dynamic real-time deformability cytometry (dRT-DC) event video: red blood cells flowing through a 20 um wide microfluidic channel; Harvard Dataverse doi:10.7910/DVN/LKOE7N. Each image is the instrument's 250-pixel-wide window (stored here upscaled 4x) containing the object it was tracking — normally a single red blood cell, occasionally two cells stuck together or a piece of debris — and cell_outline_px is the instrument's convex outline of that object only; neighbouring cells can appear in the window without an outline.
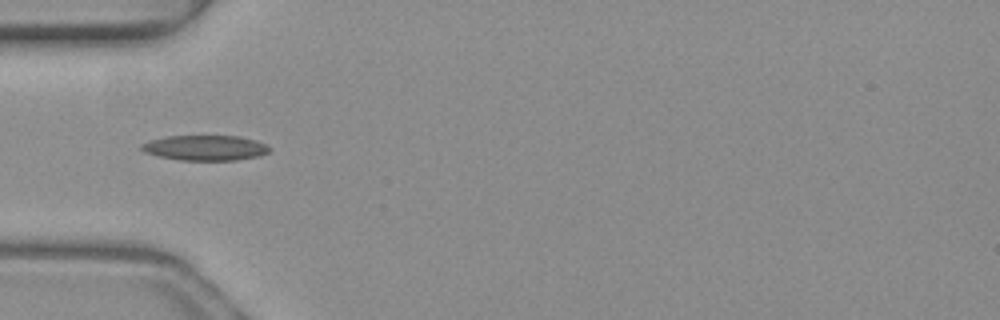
{"species": "common noctule bat (a hibernating species)", "species_latin": "Nyctalus noctula", "temperature_condition": "warm", "stored_images_in_passage": 34, "camera_frame_rate_fps": 3000, "um_per_image_px": 0.085, "animal": {"sex": "female", "body_mass_g": 19.3, "forearm_length_mm": 54.1}, "frame": {"image": 1, "passage_image": 1, "time_ms": 0.0, "image_size_px": [1000, 320], "cell_outline_px": [[272, 148], [268, 152], [260, 156], [236, 160], [180, 160], [160, 156], [144, 152], [140, 148], [140, 144], [152, 140], [168, 136], [240, 136], [256, 140]], "centroid_in_image_um": [17.47, 12.56], "position_along_channel_um": 67.5, "area_um2": 18.73}}
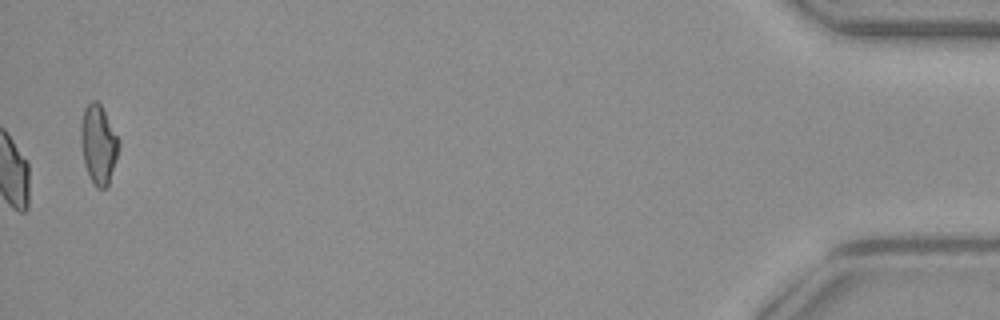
{"frame": {"image": 2, "passage_image": 34, "time_ms": 11.0, "image_size_px": [1000, 320], "cell_outline_px": [[120, 144], [116, 160], [108, 188], [96, 188], [84, 164], [80, 140], [80, 124], [84, 108], [92, 100], [96, 100], [100, 104], [120, 140]], "centroid_in_image_um": [8.37, 12.27], "position_along_channel_um": 426.8, "area_um2": 17.57}, "authors_computed_cell_mechanics": {"area_um2": 18.4382, "velocity_mm_per_s": 4.1102, "shape_relaxation_time_tau1_ms": null, "shape_relaxation_time_tau2_ms": 1.2157, "deformation_change_tau1": null, "deformation_change_tau2": 0.0404}}